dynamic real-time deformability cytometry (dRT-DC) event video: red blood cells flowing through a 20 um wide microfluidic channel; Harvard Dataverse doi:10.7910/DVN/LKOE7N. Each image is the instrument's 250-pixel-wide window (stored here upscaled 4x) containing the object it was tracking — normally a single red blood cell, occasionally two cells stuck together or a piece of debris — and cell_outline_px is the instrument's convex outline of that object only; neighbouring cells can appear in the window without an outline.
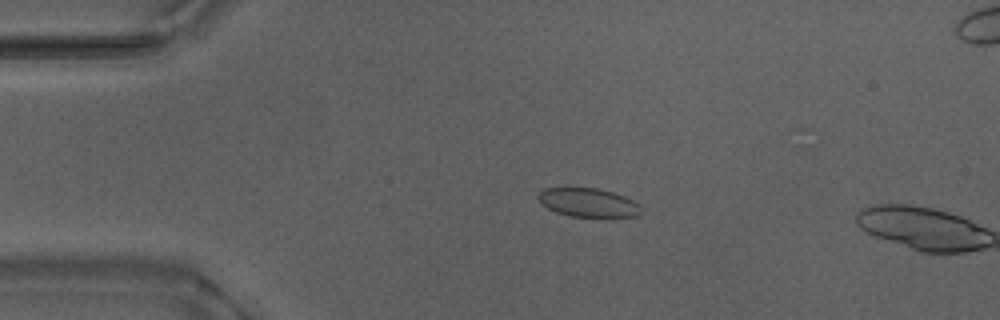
{"species": "Egyptian fruit bat (a non-hibernating species)", "species_latin": "Rousettus aegyptiacus", "temperature_condition": "warm", "stored_images_in_passage": 5, "camera_frame_rate_fps": 3000, "um_per_image_px": 0.085, "animal": {"sex": "male"}, "frame": {"image": 1, "passage_image": 4, "time_ms": 1.0, "image_size_px": [1000, 320], "cell_outline_px": [[640, 212], [636, 216], [612, 220], [600, 220], [572, 216], [556, 212], [548, 208], [536, 196], [544, 188], [596, 188], [612, 192], [624, 196], [640, 204]], "centroid_in_image_um": [50.08, 17.28], "position_along_channel_um": 34.9, "area_um2": 17.92}}